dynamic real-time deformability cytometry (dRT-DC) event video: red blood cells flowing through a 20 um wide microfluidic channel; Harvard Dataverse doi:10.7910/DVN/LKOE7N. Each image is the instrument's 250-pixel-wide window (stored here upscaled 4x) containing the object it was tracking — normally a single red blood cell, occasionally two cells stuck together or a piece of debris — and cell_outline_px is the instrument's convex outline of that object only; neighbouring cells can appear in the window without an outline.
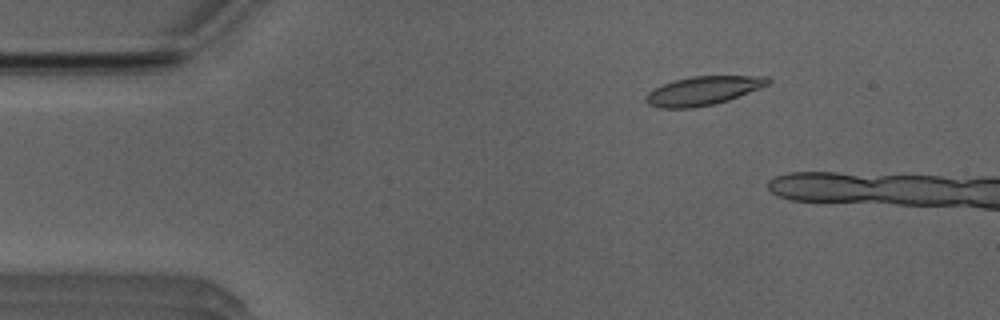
{"species": "Egyptian fruit bat (a non-hibernating species)", "species_latin": "Rousettus aegyptiacus", "temperature_condition": "room temperature", "stored_images_in_passage": 5, "camera_frame_rate_fps": 3000, "um_per_image_px": 0.085, "animal": {"sex": "male"}, "frame": {"image": 1, "passage_image": 1, "time_ms": 0.0, "image_size_px": [1000, 320], "cell_outline_px": [[772, 80], [768, 84], [760, 88], [728, 100], [716, 104], [696, 108], [660, 108], [648, 104], [644, 100], [644, 96], [648, 92], [664, 84], [676, 80], [692, 76], [768, 76]], "centroid_in_image_um": [59.76, 7.72], "position_along_channel_um": 25.2, "area_um2": 20.46}}